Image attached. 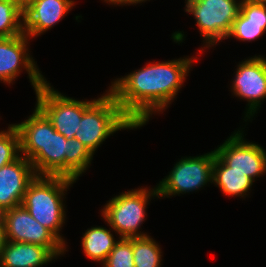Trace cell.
<instances>
[{"label": "cell", "mask_w": 266, "mask_h": 267, "mask_svg": "<svg viewBox=\"0 0 266 267\" xmlns=\"http://www.w3.org/2000/svg\"><path fill=\"white\" fill-rule=\"evenodd\" d=\"M58 259L47 247L21 242L5 241L0 267H42Z\"/></svg>", "instance_id": "cell-16"}, {"label": "cell", "mask_w": 266, "mask_h": 267, "mask_svg": "<svg viewBox=\"0 0 266 267\" xmlns=\"http://www.w3.org/2000/svg\"><path fill=\"white\" fill-rule=\"evenodd\" d=\"M185 12L192 14L203 38V50L226 40L241 11L242 0H185Z\"/></svg>", "instance_id": "cell-6"}, {"label": "cell", "mask_w": 266, "mask_h": 267, "mask_svg": "<svg viewBox=\"0 0 266 267\" xmlns=\"http://www.w3.org/2000/svg\"><path fill=\"white\" fill-rule=\"evenodd\" d=\"M102 267H135L132 238H120Z\"/></svg>", "instance_id": "cell-23"}, {"label": "cell", "mask_w": 266, "mask_h": 267, "mask_svg": "<svg viewBox=\"0 0 266 267\" xmlns=\"http://www.w3.org/2000/svg\"><path fill=\"white\" fill-rule=\"evenodd\" d=\"M230 86L233 96L246 100L244 121H252L266 99V57L254 55L237 64Z\"/></svg>", "instance_id": "cell-10"}, {"label": "cell", "mask_w": 266, "mask_h": 267, "mask_svg": "<svg viewBox=\"0 0 266 267\" xmlns=\"http://www.w3.org/2000/svg\"><path fill=\"white\" fill-rule=\"evenodd\" d=\"M111 229L110 226L109 230L102 226H95L83 233L81 246L86 257L102 264L106 261L107 256L120 239L113 236L114 230Z\"/></svg>", "instance_id": "cell-18"}, {"label": "cell", "mask_w": 266, "mask_h": 267, "mask_svg": "<svg viewBox=\"0 0 266 267\" xmlns=\"http://www.w3.org/2000/svg\"><path fill=\"white\" fill-rule=\"evenodd\" d=\"M5 231L4 229H0V257H1V253L5 244Z\"/></svg>", "instance_id": "cell-26"}, {"label": "cell", "mask_w": 266, "mask_h": 267, "mask_svg": "<svg viewBox=\"0 0 266 267\" xmlns=\"http://www.w3.org/2000/svg\"><path fill=\"white\" fill-rule=\"evenodd\" d=\"M266 33V0H242L241 11L227 39L251 42Z\"/></svg>", "instance_id": "cell-15"}, {"label": "cell", "mask_w": 266, "mask_h": 267, "mask_svg": "<svg viewBox=\"0 0 266 267\" xmlns=\"http://www.w3.org/2000/svg\"><path fill=\"white\" fill-rule=\"evenodd\" d=\"M215 154L232 171L244 173L253 182L256 178L266 174V151L258 143L245 139L244 130H235L231 136L217 148Z\"/></svg>", "instance_id": "cell-11"}, {"label": "cell", "mask_w": 266, "mask_h": 267, "mask_svg": "<svg viewBox=\"0 0 266 267\" xmlns=\"http://www.w3.org/2000/svg\"><path fill=\"white\" fill-rule=\"evenodd\" d=\"M137 127L125 116L115 97L106 90L83 113L74 138L83 143L95 155L97 148L114 133Z\"/></svg>", "instance_id": "cell-4"}, {"label": "cell", "mask_w": 266, "mask_h": 267, "mask_svg": "<svg viewBox=\"0 0 266 267\" xmlns=\"http://www.w3.org/2000/svg\"><path fill=\"white\" fill-rule=\"evenodd\" d=\"M24 33L23 11L14 0H0V38Z\"/></svg>", "instance_id": "cell-21"}, {"label": "cell", "mask_w": 266, "mask_h": 267, "mask_svg": "<svg viewBox=\"0 0 266 267\" xmlns=\"http://www.w3.org/2000/svg\"><path fill=\"white\" fill-rule=\"evenodd\" d=\"M74 0H36L23 11L24 33L37 38L54 27L74 7Z\"/></svg>", "instance_id": "cell-14"}, {"label": "cell", "mask_w": 266, "mask_h": 267, "mask_svg": "<svg viewBox=\"0 0 266 267\" xmlns=\"http://www.w3.org/2000/svg\"><path fill=\"white\" fill-rule=\"evenodd\" d=\"M93 154L78 139H68V148L65 153V177L79 180L91 165Z\"/></svg>", "instance_id": "cell-19"}, {"label": "cell", "mask_w": 266, "mask_h": 267, "mask_svg": "<svg viewBox=\"0 0 266 267\" xmlns=\"http://www.w3.org/2000/svg\"><path fill=\"white\" fill-rule=\"evenodd\" d=\"M13 125L19 134L21 155L32 163L36 175L65 177L68 139L47 117L35 106L32 115Z\"/></svg>", "instance_id": "cell-2"}, {"label": "cell", "mask_w": 266, "mask_h": 267, "mask_svg": "<svg viewBox=\"0 0 266 267\" xmlns=\"http://www.w3.org/2000/svg\"><path fill=\"white\" fill-rule=\"evenodd\" d=\"M155 197L159 198L156 186L127 190L107 201L101 209V217L119 238L148 236L140 228L147 217V205Z\"/></svg>", "instance_id": "cell-5"}, {"label": "cell", "mask_w": 266, "mask_h": 267, "mask_svg": "<svg viewBox=\"0 0 266 267\" xmlns=\"http://www.w3.org/2000/svg\"><path fill=\"white\" fill-rule=\"evenodd\" d=\"M132 250L135 267H161L163 251L152 236L132 237Z\"/></svg>", "instance_id": "cell-20"}, {"label": "cell", "mask_w": 266, "mask_h": 267, "mask_svg": "<svg viewBox=\"0 0 266 267\" xmlns=\"http://www.w3.org/2000/svg\"><path fill=\"white\" fill-rule=\"evenodd\" d=\"M213 164L214 150L199 156L179 159L169 175L156 185L159 198L181 196L212 184Z\"/></svg>", "instance_id": "cell-8"}, {"label": "cell", "mask_w": 266, "mask_h": 267, "mask_svg": "<svg viewBox=\"0 0 266 267\" xmlns=\"http://www.w3.org/2000/svg\"><path fill=\"white\" fill-rule=\"evenodd\" d=\"M146 1H150V0H104V2L109 5L111 4V5H117V6L136 5V4L144 3Z\"/></svg>", "instance_id": "cell-24"}, {"label": "cell", "mask_w": 266, "mask_h": 267, "mask_svg": "<svg viewBox=\"0 0 266 267\" xmlns=\"http://www.w3.org/2000/svg\"><path fill=\"white\" fill-rule=\"evenodd\" d=\"M5 210L0 207V229H4Z\"/></svg>", "instance_id": "cell-27"}, {"label": "cell", "mask_w": 266, "mask_h": 267, "mask_svg": "<svg viewBox=\"0 0 266 267\" xmlns=\"http://www.w3.org/2000/svg\"><path fill=\"white\" fill-rule=\"evenodd\" d=\"M21 156L20 138L16 127L9 124L7 130L0 131V168Z\"/></svg>", "instance_id": "cell-22"}, {"label": "cell", "mask_w": 266, "mask_h": 267, "mask_svg": "<svg viewBox=\"0 0 266 267\" xmlns=\"http://www.w3.org/2000/svg\"><path fill=\"white\" fill-rule=\"evenodd\" d=\"M30 38L25 34L0 38V81L13 84L24 69L36 92L46 81L29 49Z\"/></svg>", "instance_id": "cell-9"}, {"label": "cell", "mask_w": 266, "mask_h": 267, "mask_svg": "<svg viewBox=\"0 0 266 267\" xmlns=\"http://www.w3.org/2000/svg\"><path fill=\"white\" fill-rule=\"evenodd\" d=\"M212 184L226 196L245 199L251 192L254 182L244 173L232 171V168L228 167L214 151Z\"/></svg>", "instance_id": "cell-17"}, {"label": "cell", "mask_w": 266, "mask_h": 267, "mask_svg": "<svg viewBox=\"0 0 266 267\" xmlns=\"http://www.w3.org/2000/svg\"><path fill=\"white\" fill-rule=\"evenodd\" d=\"M196 60L197 57L188 56L149 62L111 81L108 91L125 116L137 128L143 127L153 114H162L174 102Z\"/></svg>", "instance_id": "cell-1"}, {"label": "cell", "mask_w": 266, "mask_h": 267, "mask_svg": "<svg viewBox=\"0 0 266 267\" xmlns=\"http://www.w3.org/2000/svg\"><path fill=\"white\" fill-rule=\"evenodd\" d=\"M16 5L24 11L27 9L32 3H34L36 0H14Z\"/></svg>", "instance_id": "cell-25"}, {"label": "cell", "mask_w": 266, "mask_h": 267, "mask_svg": "<svg viewBox=\"0 0 266 267\" xmlns=\"http://www.w3.org/2000/svg\"><path fill=\"white\" fill-rule=\"evenodd\" d=\"M36 107L66 139L78 132L83 113L97 100H77L57 91L46 81L36 92Z\"/></svg>", "instance_id": "cell-7"}, {"label": "cell", "mask_w": 266, "mask_h": 267, "mask_svg": "<svg viewBox=\"0 0 266 267\" xmlns=\"http://www.w3.org/2000/svg\"><path fill=\"white\" fill-rule=\"evenodd\" d=\"M74 183L76 181L68 177L36 175L28 185L22 201L31 216L49 229L66 247V239L60 233L67 218L63 201Z\"/></svg>", "instance_id": "cell-3"}, {"label": "cell", "mask_w": 266, "mask_h": 267, "mask_svg": "<svg viewBox=\"0 0 266 267\" xmlns=\"http://www.w3.org/2000/svg\"><path fill=\"white\" fill-rule=\"evenodd\" d=\"M36 177L32 163L20 156L0 168V207L5 211L22 205L30 182Z\"/></svg>", "instance_id": "cell-13"}, {"label": "cell", "mask_w": 266, "mask_h": 267, "mask_svg": "<svg viewBox=\"0 0 266 267\" xmlns=\"http://www.w3.org/2000/svg\"><path fill=\"white\" fill-rule=\"evenodd\" d=\"M4 231L6 241L44 246L57 258L68 251L67 247L49 229L34 219L23 205L5 211Z\"/></svg>", "instance_id": "cell-12"}]
</instances>
